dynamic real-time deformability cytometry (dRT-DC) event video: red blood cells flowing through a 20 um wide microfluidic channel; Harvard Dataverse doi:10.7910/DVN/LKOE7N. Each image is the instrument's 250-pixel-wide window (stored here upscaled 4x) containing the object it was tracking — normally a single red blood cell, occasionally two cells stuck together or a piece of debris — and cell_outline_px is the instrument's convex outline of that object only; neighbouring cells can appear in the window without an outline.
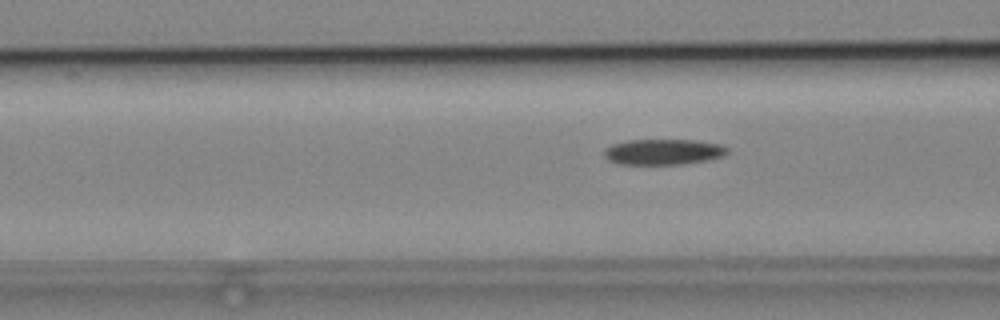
{"species": "common noctule bat (a hibernating species)", "species_latin": "Nyctalus noctula", "temperature_condition": "cold", "stored_images_in_passage": 6, "camera_frame_rate_fps": 3000, "um_per_image_px": 0.085, "animal": {"sex": "male", "body_mass_g": 19.2, "forearm_length_mm": 51.8}, "frame": {"image": 1, "passage_image": 6, "time_ms": 6.0, "image_size_px": [1000, 320], "cell_outline_px": [[728, 152], [724, 156], [708, 160], [680, 164], [620, 164], [608, 160], [604, 156], [604, 148], [612, 144], [628, 140], [696, 140], [720, 144], [728, 148]], "centroid_in_image_um": [56.38, 12.9], "position_along_channel_um": 110.2, "area_um2": 18.5}}